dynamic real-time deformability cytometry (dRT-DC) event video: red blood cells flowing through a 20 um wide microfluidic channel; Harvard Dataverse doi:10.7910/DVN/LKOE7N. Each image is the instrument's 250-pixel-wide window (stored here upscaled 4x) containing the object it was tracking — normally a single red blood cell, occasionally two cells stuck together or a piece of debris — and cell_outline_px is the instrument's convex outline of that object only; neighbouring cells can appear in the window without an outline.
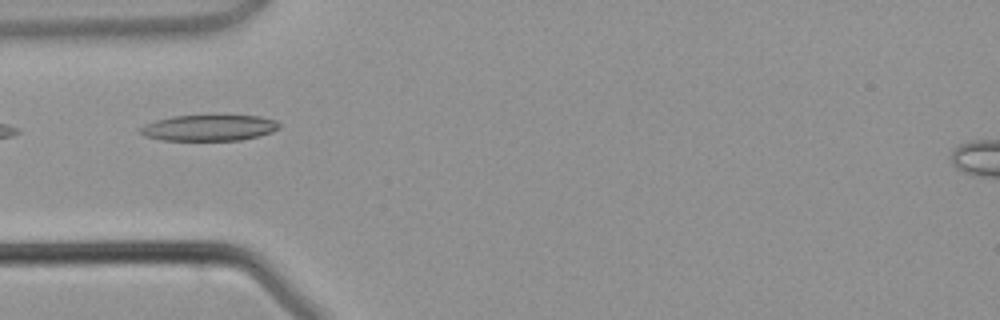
{"species": "common noctule bat (a hibernating species)", "species_latin": "Nyctalus noctula", "temperature_condition": "warm", "stored_images_in_passage": 4, "camera_frame_rate_fps": 3000, "um_per_image_px": 0.085, "animal": {"sex": "male", "body_mass_g": 21.5, "forearm_length_mm": 52.0}, "frame": {"image": 1, "passage_image": 3, "time_ms": 2.667, "image_size_px": [1000, 320], "cell_outline_px": [[280, 128], [272, 132], [260, 136], [240, 140], [160, 140], [144, 136], [136, 132], [136, 128], [144, 124], [156, 120], [172, 116], [260, 116], [276, 120], [280, 124]], "centroid_in_image_um": [17.71, 10.87], "position_along_channel_um": 67.3, "area_um2": 21.27}}
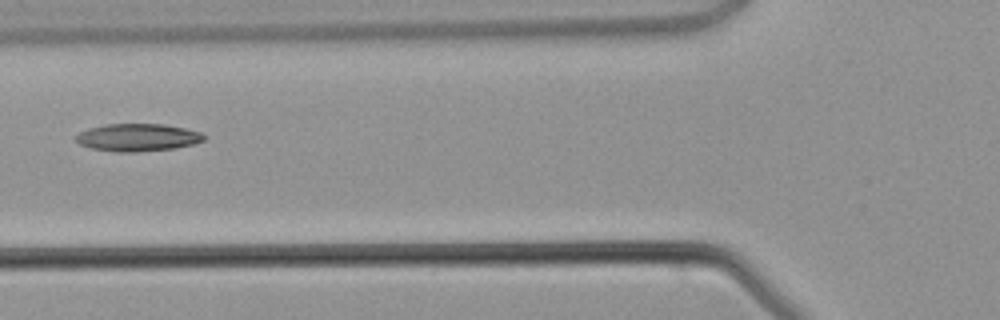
{"frame": {"image": 2, "passage_image": 4, "time_ms": 3.667, "image_size_px": [1000, 320], "cell_outline_px": [[204, 140], [192, 144], [176, 148], [136, 152], [116, 152], [92, 148], [80, 144], [76, 140], [76, 136], [80, 132], [88, 128], [104, 124], [164, 124], [184, 128], [200, 132], [204, 136]], "centroid_in_image_um": [11.69, 11.68], "position_along_channel_um": 114.1, "area_um2": 20.46}}